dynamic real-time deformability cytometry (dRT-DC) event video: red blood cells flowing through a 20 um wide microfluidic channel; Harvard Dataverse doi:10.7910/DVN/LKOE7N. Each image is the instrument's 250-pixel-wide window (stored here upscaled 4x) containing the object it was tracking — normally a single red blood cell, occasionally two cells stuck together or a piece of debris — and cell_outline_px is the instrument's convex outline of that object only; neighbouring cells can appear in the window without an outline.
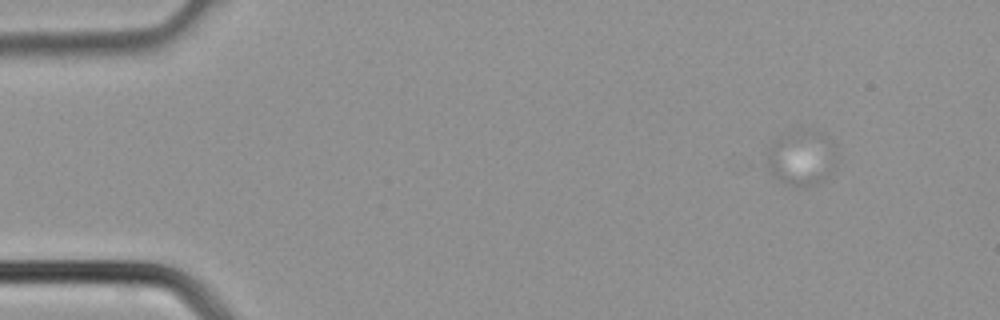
{"species": "common noctule bat (a hibernating species)", "species_latin": "Nyctalus noctula", "temperature_condition": "cold", "stored_images_in_passage": 3, "camera_frame_rate_fps": 3000, "um_per_image_px": 0.085, "animal": {"sex": "male", "body_mass_g": 21.5, "forearm_length_mm": 52.0}, "frame": {"image": 1, "passage_image": 1, "time_ms": 0.0, "image_size_px": [1000, 320], "cell_outline_px": [[832, 164], [824, 180], [820, 184], [804, 188], [788, 184], [744, 172], [748, 164], [784, 132]], "centroid_in_image_um": [67.14, 13.91], "position_along_channel_um": 17.9, "area_um2": 20.11}}